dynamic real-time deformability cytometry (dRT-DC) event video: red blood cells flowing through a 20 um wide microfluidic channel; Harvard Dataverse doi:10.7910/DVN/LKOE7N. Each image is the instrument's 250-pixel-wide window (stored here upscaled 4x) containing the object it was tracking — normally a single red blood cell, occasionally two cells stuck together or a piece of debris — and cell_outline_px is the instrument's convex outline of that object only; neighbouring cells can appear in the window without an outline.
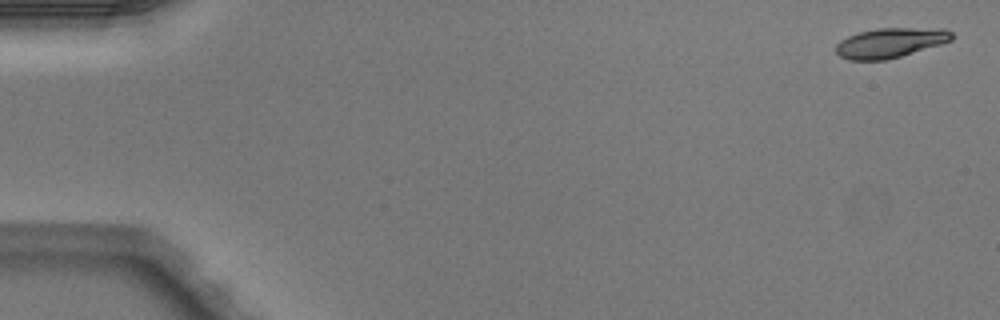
{"species": "Egyptian fruit bat (a non-hibernating species)", "species_latin": "Rousettus aegyptiacus", "temperature_condition": "warm", "stored_images_in_passage": 5, "camera_frame_rate_fps": 3000, "um_per_image_px": 0.085, "animal": {"sex": "male"}, "frame": {"image": 1, "passage_image": 1, "time_ms": 0.0, "image_size_px": [1000, 320], "cell_outline_px": [[956, 36], [952, 40], [940, 44], [900, 56], [884, 60], [848, 60], [840, 56], [836, 52], [836, 44], [840, 40], [848, 36], [860, 32], [876, 28], [944, 28], [952, 32]], "centroid_in_image_um": [75.68, 3.62], "position_along_channel_um": 9.3, "area_um2": 20.11}}
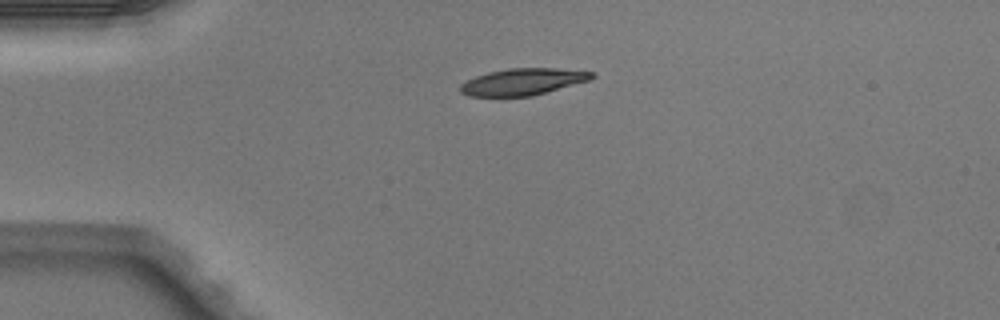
{"frame": {"image": 2, "passage_image": 4, "time_ms": 1.0, "image_size_px": [1000, 320], "cell_outline_px": [[596, 76], [592, 80], [532, 96], [468, 96], [460, 92], [460, 84], [476, 76], [488, 72], [508, 68], [556, 68], [596, 72]], "centroid_in_image_um": [44.5, 6.94], "position_along_channel_um": 40.5, "area_um2": 20.63}}
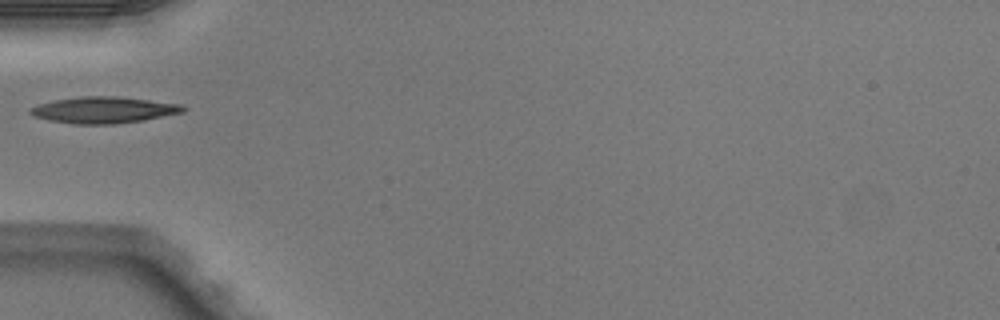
{"frame": {"image": 3, "passage_image": 5, "time_ms": 1.333, "image_size_px": [1000, 320], "cell_outline_px": [[188, 108], [184, 112], [140, 120], [116, 124], [76, 124], [52, 120], [36, 116], [28, 112], [28, 108], [40, 104], [56, 100], [80, 96], [116, 96], [180, 104]], "centroid_in_image_um": [8.82, 9.34], "position_along_channel_um": 76.2, "area_um2": 23.12}}